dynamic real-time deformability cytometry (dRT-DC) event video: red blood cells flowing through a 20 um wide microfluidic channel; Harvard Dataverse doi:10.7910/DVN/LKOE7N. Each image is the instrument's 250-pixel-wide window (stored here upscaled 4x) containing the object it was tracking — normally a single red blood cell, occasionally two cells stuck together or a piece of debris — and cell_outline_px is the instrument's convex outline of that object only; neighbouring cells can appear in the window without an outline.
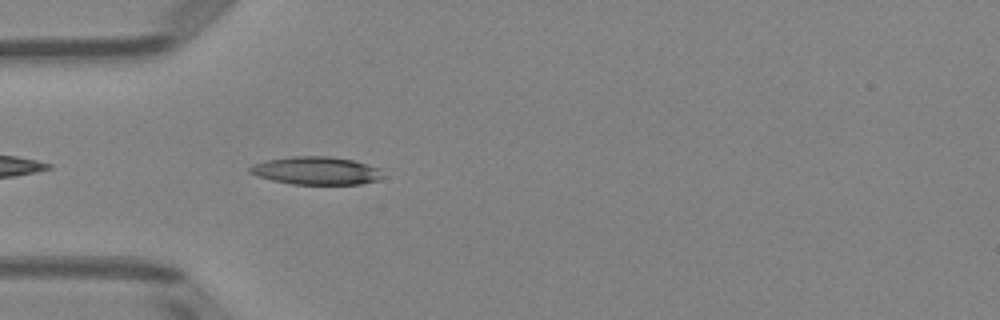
{"species": "Egyptian fruit bat (a non-hibernating species)", "species_latin": "Rousettus aegyptiacus", "temperature_condition": "room temperature", "stored_images_in_passage": 4, "camera_frame_rate_fps": 3000, "um_per_image_px": 0.085, "animal": {"sex": "female"}, "frame": {"image": 1, "passage_image": 4, "time_ms": 3.667, "image_size_px": [1000, 320], "cell_outline_px": [[384, 176], [380, 180], [360, 184], [292, 184], [272, 180], [256, 176], [248, 172], [248, 168], [252, 164], [268, 160], [292, 156], [328, 156], [352, 160], [376, 168]], "centroid_in_image_um": [26.82, 14.51], "position_along_channel_um": 58.2, "area_um2": 21.5}}